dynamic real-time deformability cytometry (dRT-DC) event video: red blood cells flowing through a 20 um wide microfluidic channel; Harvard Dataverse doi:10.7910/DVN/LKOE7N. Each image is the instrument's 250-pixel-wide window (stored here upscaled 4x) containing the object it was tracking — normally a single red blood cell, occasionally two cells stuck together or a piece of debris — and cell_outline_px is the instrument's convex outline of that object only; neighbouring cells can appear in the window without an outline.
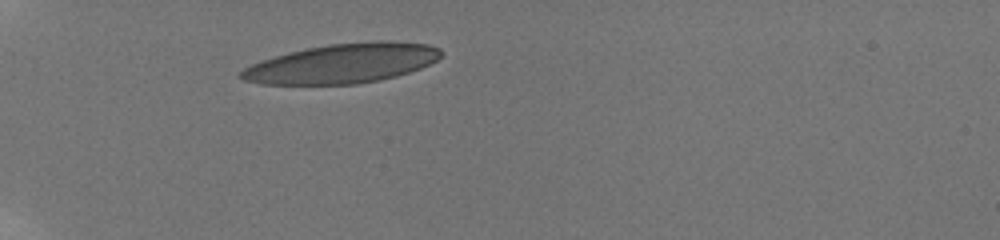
{"species": "human", "species_latin": "Homo sapiens", "temperature_condition": "room temperature", "stored_images_in_passage": 4, "camera_frame_rate_fps": 3000, "um_per_image_px": 0.085, "donor": {"sex": "male"}, "frame": {"image": 1, "passage_image": 1, "time_ms": 0.0, "image_size_px": [1000, 240], "cell_outline_px": [[444, 52], [436, 60], [420, 68], [396, 76], [380, 80], [356, 84], [260, 84], [244, 80], [236, 76], [244, 68], [260, 60], [288, 52], [328, 44], [372, 40], [388, 40], [428, 44], [440, 48]], "centroid_in_image_um": [29.09, 5.38], "position_along_channel_um": 55.9, "area_um2": 46.3}}
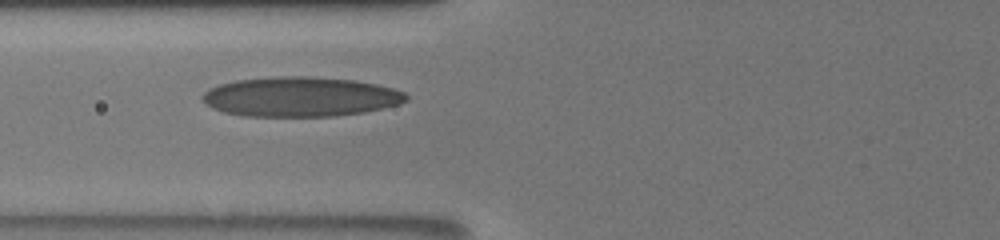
{"frame": {"image": 2, "passage_image": 3, "time_ms": 2.0, "image_size_px": [1000, 240], "cell_outline_px": [[408, 100], [396, 104], [364, 112], [332, 116], [244, 116], [224, 112], [212, 108], [204, 104], [200, 96], [208, 88], [220, 84], [236, 80], [276, 76], [308, 76], [352, 80], [376, 84], [392, 88], [404, 92], [408, 96]], "centroid_in_image_um": [25.46, 8.22], "position_along_channel_um": 100.3, "area_um2": 47.11}}